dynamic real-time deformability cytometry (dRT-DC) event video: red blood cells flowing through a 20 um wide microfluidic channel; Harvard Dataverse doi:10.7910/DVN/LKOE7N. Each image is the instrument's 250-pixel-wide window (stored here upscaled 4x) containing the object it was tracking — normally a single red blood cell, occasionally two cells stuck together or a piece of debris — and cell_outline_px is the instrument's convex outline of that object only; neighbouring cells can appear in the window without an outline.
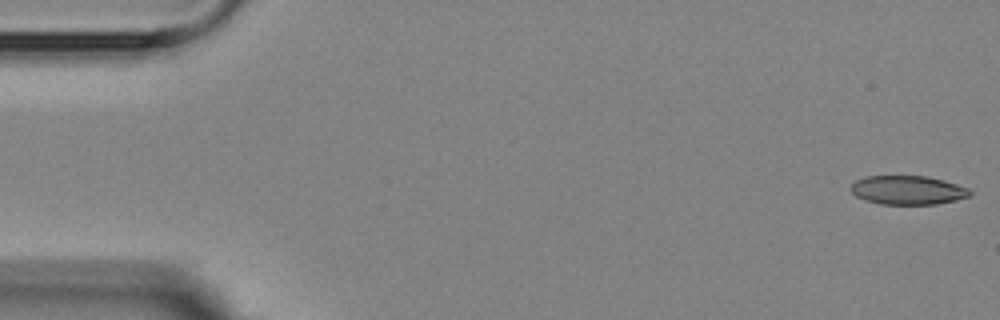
{"species": "Egyptian fruit bat (a non-hibernating species)", "species_latin": "Rousettus aegyptiacus", "temperature_condition": "room temperature", "stored_images_in_passage": 5, "camera_frame_rate_fps": 3000, "um_per_image_px": 0.085, "animal": {"sex": "female"}, "frame": {"image": 1, "passage_image": 1, "time_ms": 0.0, "image_size_px": [1000, 320], "cell_outline_px": [[972, 196], [956, 200], [936, 204], [880, 204], [864, 200], [856, 196], [848, 188], [856, 180], [864, 176], [928, 176], [944, 180], [968, 188], [972, 192]], "centroid_in_image_um": [77.15, 16.16], "position_along_channel_um": 7.8, "area_um2": 20.23}}
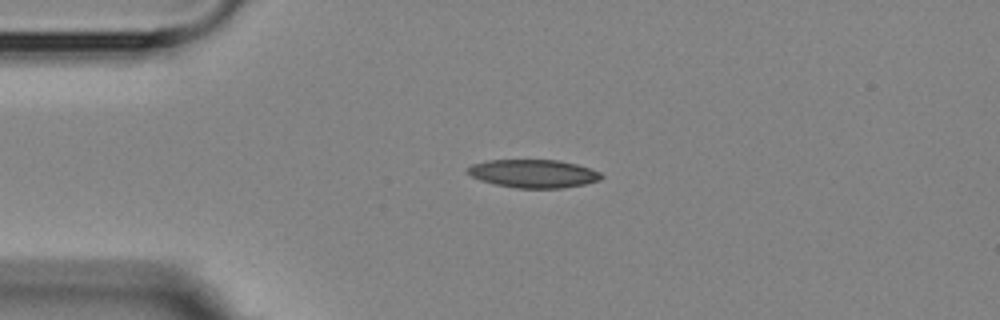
{"frame": {"image": 2, "passage_image": 4, "time_ms": 3.667, "image_size_px": [1000, 320], "cell_outline_px": [[604, 176], [600, 180], [584, 184], [560, 188], [516, 188], [496, 184], [480, 180], [464, 172], [464, 168], [472, 164], [488, 160], [560, 160], [576, 164], [600, 172]], "centroid_in_image_um": [45.3, 14.75], "position_along_channel_um": 39.7, "area_um2": 22.02}}